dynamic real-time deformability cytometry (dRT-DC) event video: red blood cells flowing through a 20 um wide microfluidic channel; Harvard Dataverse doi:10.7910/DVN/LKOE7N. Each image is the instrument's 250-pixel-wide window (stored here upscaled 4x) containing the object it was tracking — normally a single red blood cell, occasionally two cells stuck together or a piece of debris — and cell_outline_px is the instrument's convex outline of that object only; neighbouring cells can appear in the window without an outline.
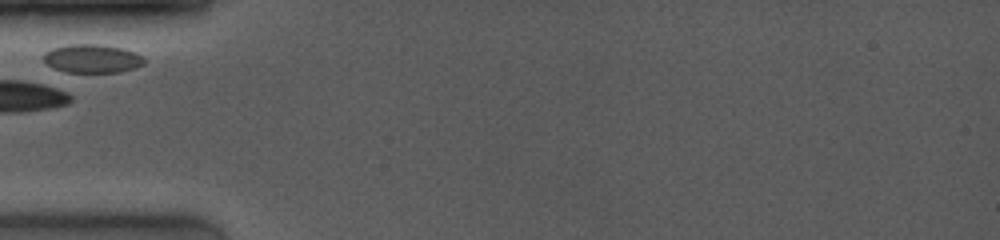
{"species": "common noctule bat (a hibernating species)", "species_latin": "Nyctalus noctula", "temperature_condition": "room temperature", "stored_images_in_passage": 29, "camera_frame_rate_fps": 4000, "um_per_image_px": 0.085, "animal": {"sex": "female", "body_mass_g": 19.0, "forearm_length_mm": 53.3}, "frame": {"image": 1, "passage_image": 1, "time_ms": 0.0, "image_size_px": [1000, 240], "cell_outline_px": [[144, 64], [136, 68], [120, 72], [64, 72], [52, 68], [44, 60], [44, 52], [52, 48], [68, 44], [100, 44], [120, 48], [136, 52], [144, 56]], "centroid_in_image_um": [7.85, 4.98], "position_along_channel_um": 77.2, "area_um2": 16.88}}
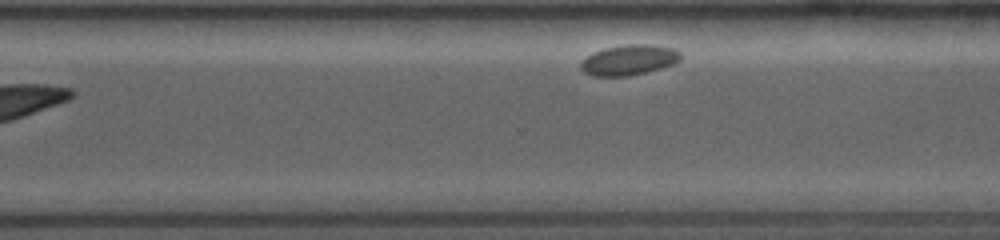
{"frame": {"image": 2, "passage_image": 22, "time_ms": 7.0, "image_size_px": [1000, 240], "cell_outline_px": [[680, 60], [676, 64], [628, 76], [592, 76], [584, 72], [580, 68], [580, 64], [592, 52], [604, 48], [628, 44], [652, 44], [672, 48], [680, 52]], "centroid_in_image_um": [53.47, 5.09], "position_along_channel_um": 317.1, "area_um2": 17.63}}
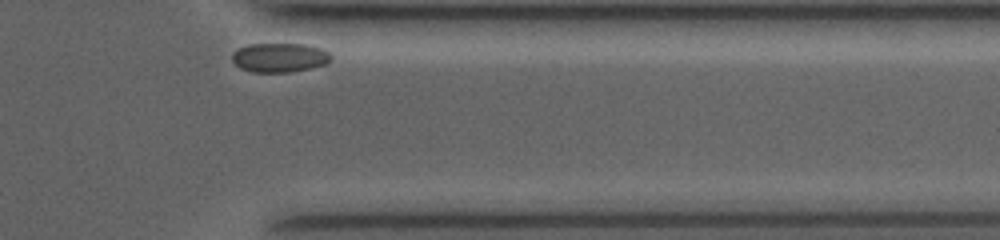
{"frame": {"image": 3, "passage_image": 28, "time_ms": 9.0, "image_size_px": [1000, 240], "cell_outline_px": [[332, 60], [328, 64], [292, 72], [252, 72], [240, 68], [232, 60], [232, 52], [248, 44], [308, 44], [324, 48], [332, 56]], "centroid_in_image_um": [23.82, 4.89], "position_along_channel_um": 387.6, "area_um2": 17.11}}